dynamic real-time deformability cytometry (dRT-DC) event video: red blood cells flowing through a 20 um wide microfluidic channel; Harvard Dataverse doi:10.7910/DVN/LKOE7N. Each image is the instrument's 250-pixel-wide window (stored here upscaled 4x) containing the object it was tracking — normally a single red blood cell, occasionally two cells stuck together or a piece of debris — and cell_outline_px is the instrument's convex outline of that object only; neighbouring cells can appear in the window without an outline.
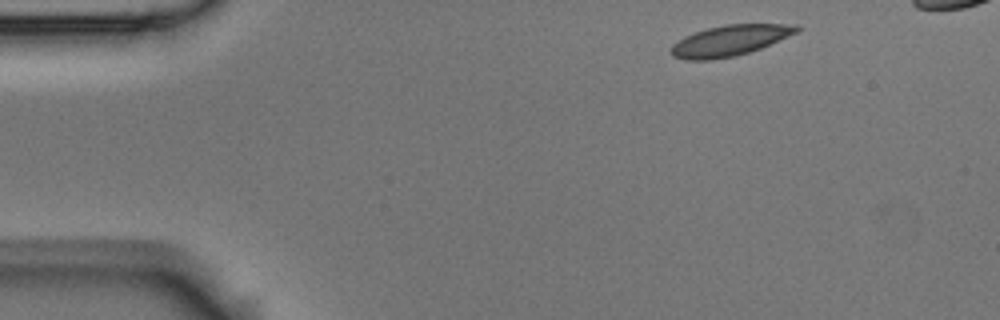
{"species": "Egyptian fruit bat (a non-hibernating species)", "species_latin": "Rousettus aegyptiacus", "temperature_condition": "room temperature", "stored_images_in_passage": 4, "camera_frame_rate_fps": 3000, "um_per_image_px": 0.085, "animal": {"sex": "male"}, "frame": {"image": 1, "passage_image": 1, "time_ms": 0.0, "image_size_px": [1000, 320], "cell_outline_px": [[804, 28], [796, 32], [760, 48], [748, 52], [732, 56], [712, 60], [684, 60], [672, 56], [672, 44], [684, 36], [708, 28], [724, 24], [796, 24]], "centroid_in_image_um": [62.02, 3.44], "position_along_channel_um": 23.0, "area_um2": 22.25}}